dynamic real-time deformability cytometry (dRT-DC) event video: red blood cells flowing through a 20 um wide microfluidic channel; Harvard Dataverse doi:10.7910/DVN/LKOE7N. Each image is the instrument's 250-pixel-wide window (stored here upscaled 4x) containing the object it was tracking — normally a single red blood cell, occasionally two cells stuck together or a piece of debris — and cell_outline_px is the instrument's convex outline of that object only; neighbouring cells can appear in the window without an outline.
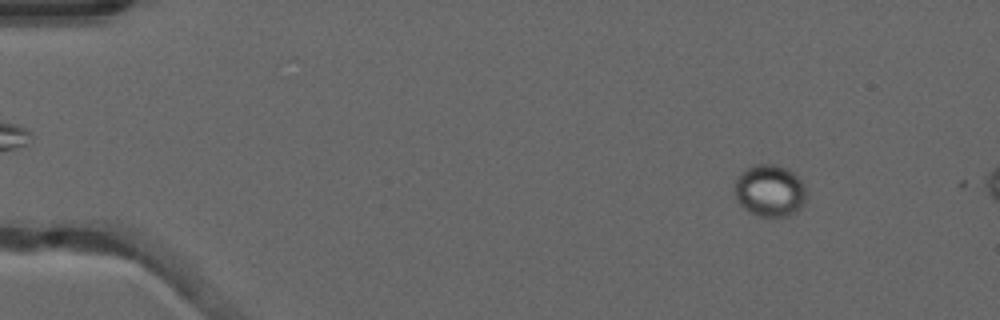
{"species": "common noctule bat (a hibernating species)", "species_latin": "Nyctalus noctula", "temperature_condition": "warm", "stored_images_in_passage": 14, "camera_frame_rate_fps": 3000, "um_per_image_px": 0.085, "animal": {"sex": "male", "forearm_length_mm": 52.5}, "frame": {"image": 1, "passage_image": 7, "time_ms": 2.0, "image_size_px": [1000, 320], "cell_outline_px": [[804, 204], [796, 212], [788, 216], [760, 216], [748, 212], [736, 200], [736, 180], [740, 172], [744, 168], [756, 164], [776, 164], [788, 168], [804, 184]], "centroid_in_image_um": [65.41, 16.19], "position_along_channel_um": 19.6, "area_um2": 21.68}}